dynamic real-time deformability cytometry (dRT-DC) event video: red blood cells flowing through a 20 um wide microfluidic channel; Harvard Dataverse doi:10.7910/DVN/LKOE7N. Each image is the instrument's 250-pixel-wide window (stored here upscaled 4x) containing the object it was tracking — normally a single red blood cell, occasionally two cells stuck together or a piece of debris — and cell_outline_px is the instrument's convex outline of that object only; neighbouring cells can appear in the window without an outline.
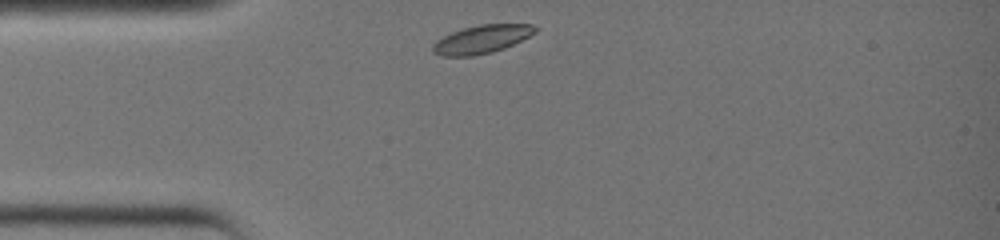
{"species": "common noctule bat (a hibernating species)", "species_latin": "Nyctalus noctula", "temperature_condition": "warm", "stored_images_in_passage": 12, "camera_frame_rate_fps": 3000, "um_per_image_px": 0.085, "animal": {"sex": "female", "body_mass_g": 19.0, "forearm_length_mm": 51.5}, "frame": {"image": 1, "passage_image": 1, "time_ms": 0.0, "image_size_px": [1000, 240], "cell_outline_px": [[540, 28], [536, 32], [504, 48], [492, 52], [472, 56], [440, 56], [432, 52], [432, 44], [436, 40], [452, 32], [464, 28], [480, 24], [532, 24]], "centroid_in_image_um": [40.93, 3.33], "position_along_channel_um": 44.1, "area_um2": 16.82}}
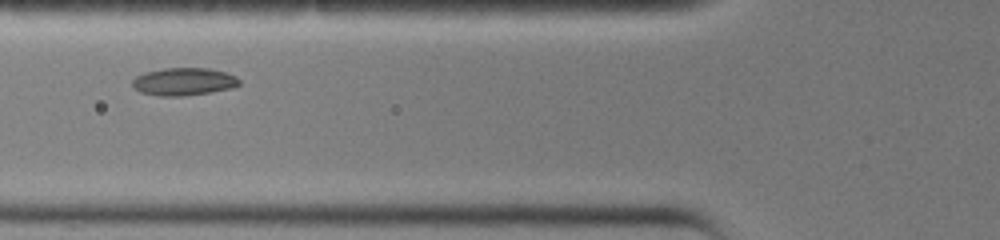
{"frame": {"image": 2, "passage_image": 6, "time_ms": 1.667, "image_size_px": [1000, 240], "cell_outline_px": [[240, 84], [232, 88], [184, 96], [156, 96], [140, 92], [132, 84], [132, 80], [136, 76], [144, 72], [164, 68], [208, 68], [224, 72], [236, 76], [240, 80]], "centroid_in_image_um": [15.6, 6.94], "position_along_channel_um": 110.2, "area_um2": 17.22}}
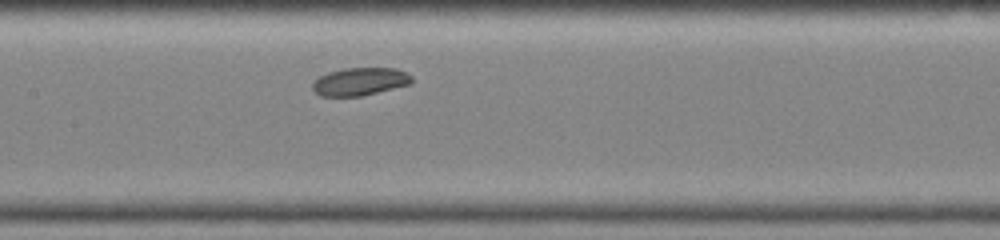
{"frame": {"image": 3, "passage_image": 10, "time_ms": 3.0, "image_size_px": [1000, 240], "cell_outline_px": [[412, 84], [360, 96], [320, 96], [312, 88], [312, 84], [320, 76], [328, 72], [344, 68], [396, 68], [408, 72], [412, 76]], "centroid_in_image_um": [30.63, 6.92], "position_along_channel_um": 176.8, "area_um2": 16.13}}